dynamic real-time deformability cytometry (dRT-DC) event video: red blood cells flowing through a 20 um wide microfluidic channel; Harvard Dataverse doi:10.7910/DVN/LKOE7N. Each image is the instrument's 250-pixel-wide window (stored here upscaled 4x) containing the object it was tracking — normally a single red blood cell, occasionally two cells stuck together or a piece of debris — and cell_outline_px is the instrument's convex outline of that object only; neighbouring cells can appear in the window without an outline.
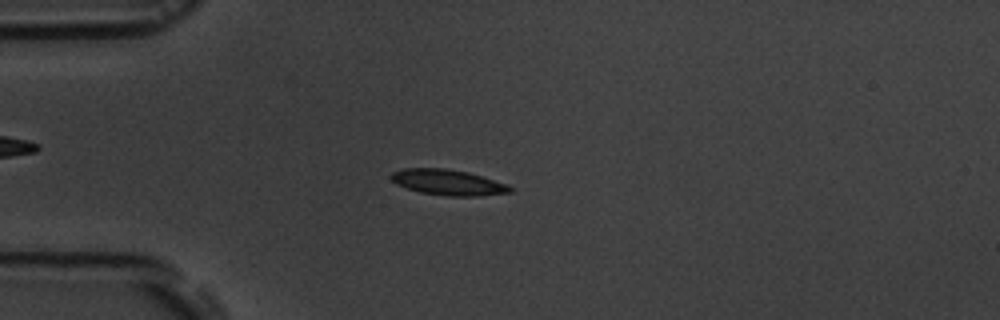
{"species": "common noctule bat (a hibernating species)", "species_latin": "Nyctalus noctula", "temperature_condition": "room temperature", "stored_images_in_passage": 6, "camera_frame_rate_fps": 3000, "um_per_image_px": 0.085, "animal": {"sex": "male", "body_mass_g": 19.5, "forearm_length_mm": 54.6}, "frame": {"image": 1, "passage_image": 4, "time_ms": 3.333, "image_size_px": [1000, 320], "cell_outline_px": [[512, 192], [476, 196], [448, 196], [420, 192], [396, 184], [388, 176], [392, 172], [404, 168], [444, 168], [468, 172], [508, 184], [512, 188]], "centroid_in_image_um": [38.06, 15.49], "position_along_channel_um": 46.9, "area_um2": 17.74}}
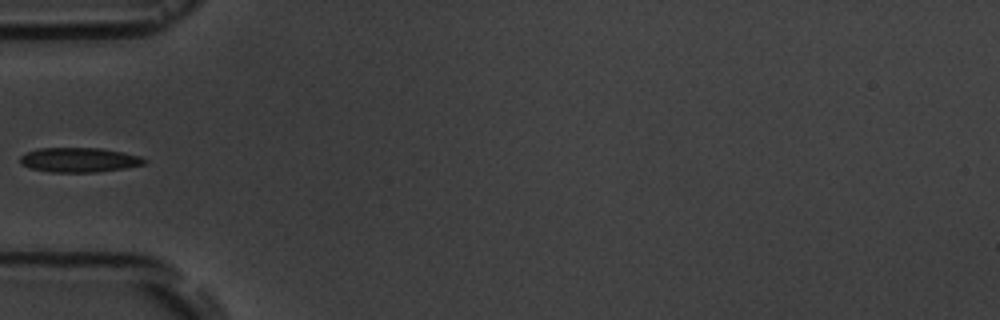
{"frame": {"image": 2, "passage_image": 5, "time_ms": 4.667, "image_size_px": [1000, 320], "cell_outline_px": [[148, 164], [124, 168], [96, 172], [52, 172], [32, 168], [20, 164], [20, 156], [28, 152], [40, 148], [100, 148], [124, 152], [140, 156], [148, 160]], "centroid_in_image_um": [6.79, 13.59], "position_along_channel_um": 78.2, "area_um2": 17.8}}
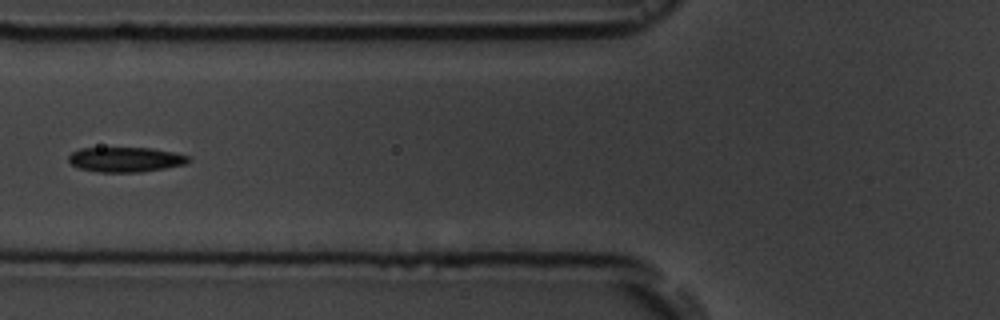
{"frame": {"image": 3, "passage_image": 6, "time_ms": 5.667, "image_size_px": [1000, 320], "cell_outline_px": [[192, 160], [188, 164], [140, 172], [100, 172], [80, 168], [72, 164], [68, 160], [68, 156], [72, 152], [80, 148], [152, 148], [176, 152], [192, 156]], "centroid_in_image_um": [10.75, 13.55], "position_along_channel_um": 115.0, "area_um2": 17.57}}